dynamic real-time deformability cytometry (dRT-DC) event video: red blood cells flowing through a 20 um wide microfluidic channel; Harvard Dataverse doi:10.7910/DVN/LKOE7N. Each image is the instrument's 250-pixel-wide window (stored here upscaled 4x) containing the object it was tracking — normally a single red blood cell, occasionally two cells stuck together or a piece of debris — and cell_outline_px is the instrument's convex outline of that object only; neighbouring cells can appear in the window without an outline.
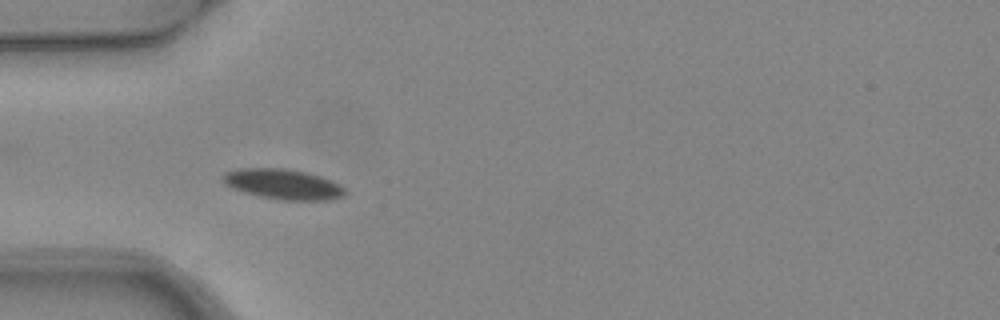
{"species": "common noctule bat (a hibernating species)", "species_latin": "Nyctalus noctula", "temperature_condition": "warm", "stored_images_in_passage": 5, "camera_frame_rate_fps": 3000, "um_per_image_px": 0.085, "animal": {"sex": "female", "body_mass_g": 24.6, "forearm_length_mm": 56.2}, "frame": {"image": 1, "passage_image": 4, "time_ms": 1.0, "image_size_px": [1000, 320], "cell_outline_px": [[348, 192], [344, 196], [328, 200], [284, 200], [260, 196], [244, 192], [232, 188], [224, 184], [224, 172], [240, 168], [284, 168], [308, 172], [320, 176], [344, 188]], "centroid_in_image_um": [24.06, 15.65], "position_along_channel_um": 60.9, "area_um2": 21.39}}
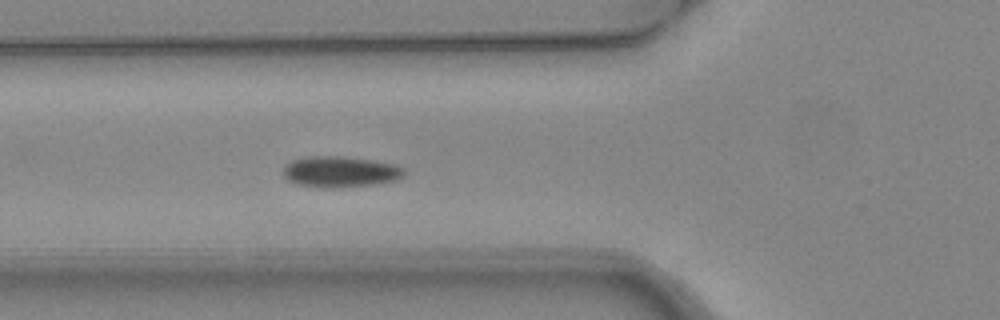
{"frame": {"image": 2, "passage_image": 5, "time_ms": 1.333, "image_size_px": [1000, 320], "cell_outline_px": [[408, 172], [404, 176], [396, 180], [376, 184], [332, 188], [320, 188], [300, 184], [288, 180], [284, 176], [284, 164], [292, 160], [308, 156], [340, 156], [372, 160], [396, 164], [404, 168]], "centroid_in_image_um": [28.96, 14.59], "position_along_channel_um": 96.8, "area_um2": 22.02}}